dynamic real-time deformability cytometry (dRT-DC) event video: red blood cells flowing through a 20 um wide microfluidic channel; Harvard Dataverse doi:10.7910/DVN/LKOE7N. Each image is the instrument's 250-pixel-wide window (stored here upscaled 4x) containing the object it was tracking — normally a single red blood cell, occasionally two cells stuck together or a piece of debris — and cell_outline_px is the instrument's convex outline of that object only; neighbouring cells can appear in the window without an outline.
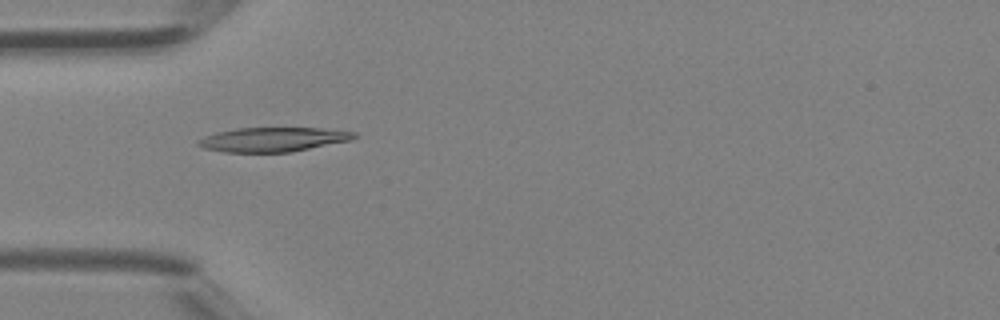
{"species": "Egyptian fruit bat (a non-hibernating species)", "species_latin": "Rousettus aegyptiacus", "temperature_condition": "room temperature", "stored_images_in_passage": 41, "camera_frame_rate_fps": 3000, "um_per_image_px": 0.085, "animal": {"sex": "female"}, "frame": {"image": 1, "passage_image": 13, "time_ms": 4.0, "image_size_px": [1000, 320], "cell_outline_px": [[360, 136], [352, 140], [292, 152], [224, 152], [204, 148], [196, 144], [196, 140], [204, 136], [216, 132], [236, 128], [320, 128], [356, 132]], "centroid_in_image_um": [23.22, 11.85], "position_along_channel_um": 61.8, "area_um2": 22.31}}
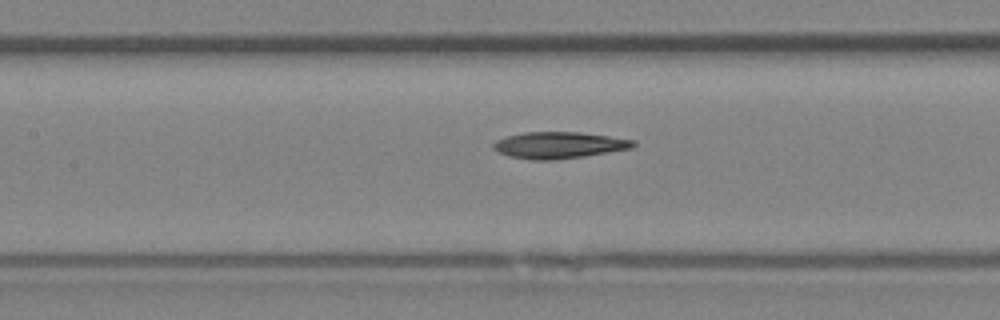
{"frame": {"image": 2, "passage_image": 19, "time_ms": 6.0, "image_size_px": [1000, 320], "cell_outline_px": [[636, 144], [632, 148], [584, 156], [556, 160], [528, 160], [508, 156], [492, 148], [492, 144], [496, 140], [508, 136], [524, 132], [580, 132], [636, 140]], "centroid_in_image_um": [47.5, 12.34], "position_along_channel_um": 159.9, "area_um2": 21.68}}
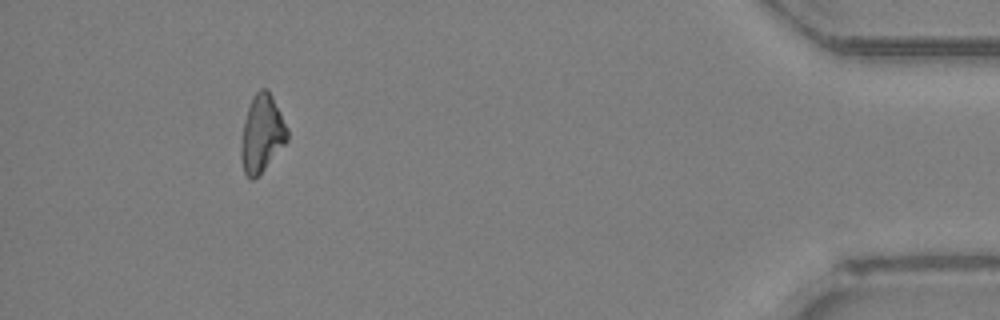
{"frame": {"image": 3, "passage_image": 38, "time_ms": 12.333, "image_size_px": [1000, 320], "cell_outline_px": [[288, 140], [264, 168], [252, 180], [244, 172], [240, 156], [240, 144], [244, 120], [248, 108], [256, 92], [260, 88], [268, 88], [288, 128]], "centroid_in_image_um": [22.25, 11.33], "position_along_channel_um": 413.0, "area_um2": 20.52}}